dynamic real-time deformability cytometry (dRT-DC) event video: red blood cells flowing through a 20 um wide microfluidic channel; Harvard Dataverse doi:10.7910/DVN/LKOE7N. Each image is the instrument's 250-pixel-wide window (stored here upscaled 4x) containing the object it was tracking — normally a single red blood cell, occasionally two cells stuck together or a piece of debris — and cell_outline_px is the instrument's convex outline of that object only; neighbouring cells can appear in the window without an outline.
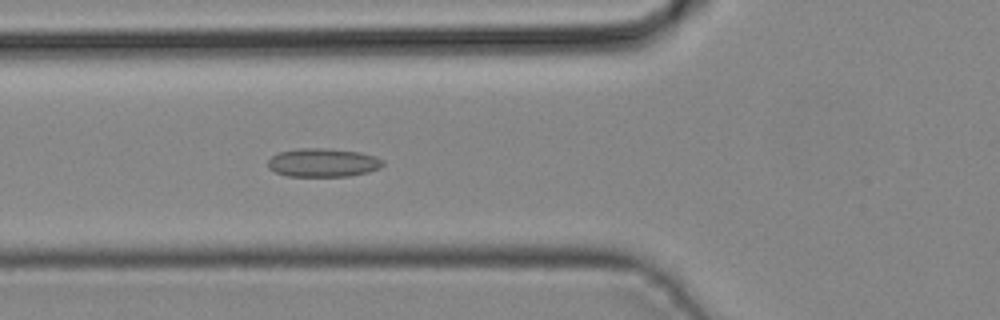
{"species": "common noctule bat (a hibernating species)", "species_latin": "Nyctalus noctula", "temperature_condition": "cold", "stored_images_in_passage": 42, "camera_frame_rate_fps": 3000, "um_per_image_px": 0.085, "animal": {"sex": "male", "body_mass_g": 19.2, "forearm_length_mm": 51.8}, "frame": {"image": 1, "passage_image": 15, "time_ms": 4.667, "image_size_px": [1000, 320], "cell_outline_px": [[384, 164], [380, 168], [368, 172], [348, 176], [288, 176], [276, 172], [268, 168], [268, 160], [272, 156], [280, 152], [296, 148], [328, 148], [360, 152], [376, 156], [384, 160]], "centroid_in_image_um": [27.47, 13.81], "position_along_channel_um": 98.3, "area_um2": 19.25}}
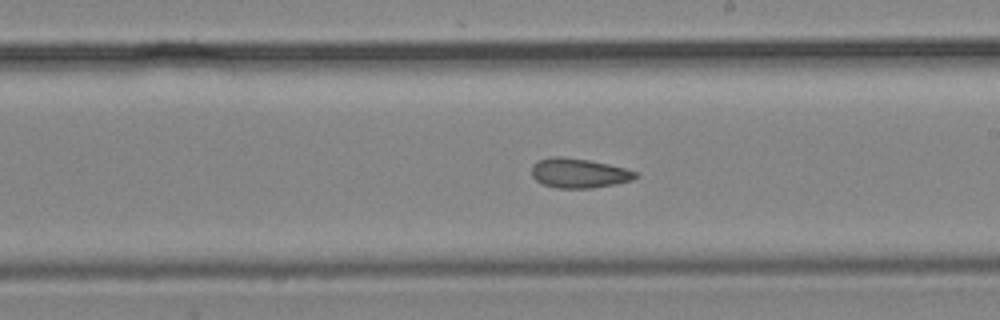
{"frame": {"image": 2, "passage_image": 24, "time_ms": 7.667, "image_size_px": [1000, 320], "cell_outline_px": [[640, 176], [632, 180], [616, 184], [588, 188], [556, 188], [544, 184], [536, 180], [532, 176], [532, 164], [536, 160], [552, 156], [560, 156], [588, 160], [608, 164], [624, 168], [636, 172]], "centroid_in_image_um": [49.18, 14.71], "position_along_channel_um": 239.8, "area_um2": 17.92}}
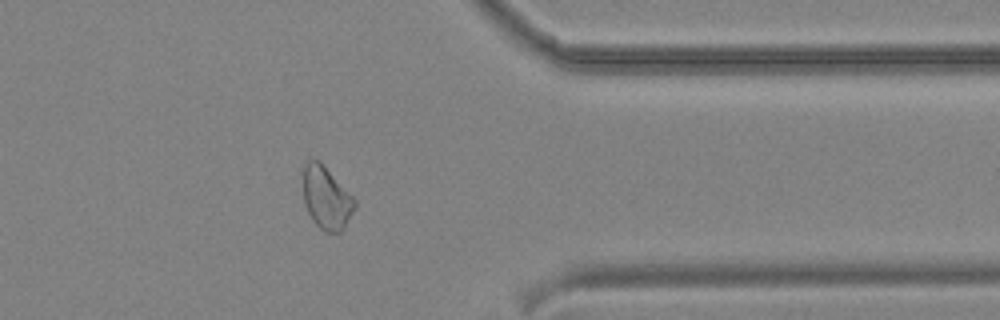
{"frame": {"image": 3, "passage_image": 34, "time_ms": 11.0, "image_size_px": [1000, 320], "cell_outline_px": [[356, 204], [344, 228], [340, 232], [324, 232], [312, 220], [308, 212], [304, 200], [304, 164], [308, 160], [320, 160], [356, 200]], "centroid_in_image_um": [27.74, 16.82], "position_along_channel_um": 383.7, "area_um2": 18.61}}